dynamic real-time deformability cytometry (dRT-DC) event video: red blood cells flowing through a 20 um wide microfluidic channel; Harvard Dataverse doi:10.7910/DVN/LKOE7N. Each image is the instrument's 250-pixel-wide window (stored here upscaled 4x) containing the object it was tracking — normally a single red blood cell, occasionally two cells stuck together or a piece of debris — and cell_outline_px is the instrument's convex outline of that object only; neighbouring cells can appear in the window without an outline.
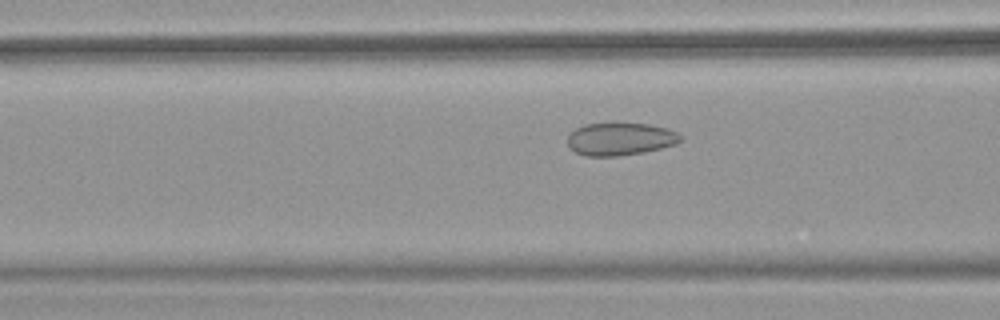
{"species": "common noctule bat (a hibernating species)", "species_latin": "Nyctalus noctula", "temperature_condition": "warm", "stored_images_in_passage": 49, "camera_frame_rate_fps": 3000, "um_per_image_px": 0.085, "animal": {"sex": "female", "body_mass_g": 18.4}, "frame": {"image": 1, "passage_image": 18, "time_ms": 5.667, "image_size_px": [1000, 320], "cell_outline_px": [[680, 140], [676, 144], [644, 152], [616, 156], [584, 156], [568, 148], [568, 136], [576, 128], [584, 124], [612, 120], [616, 120], [648, 124], [668, 128], [676, 132], [680, 136]], "centroid_in_image_um": [52.67, 11.76], "position_along_channel_um": 113.9, "area_um2": 22.25}}
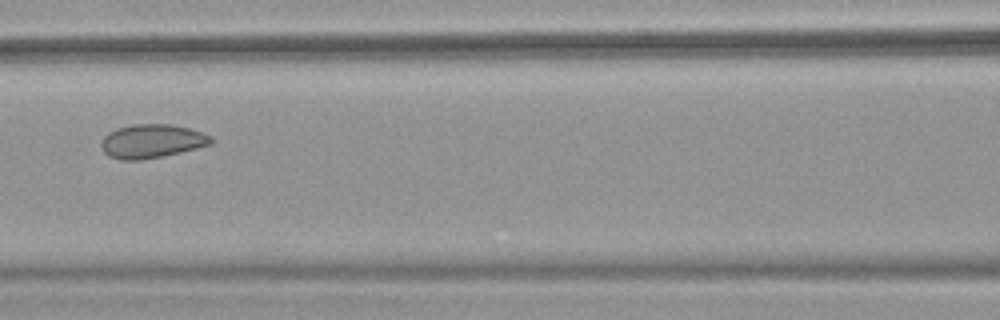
{"frame": {"image": 2, "passage_image": 21, "time_ms": 6.667, "image_size_px": [1000, 320], "cell_outline_px": [[212, 144], [164, 156], [140, 160], [120, 160], [108, 156], [104, 152], [100, 144], [104, 136], [108, 132], [116, 128], [132, 124], [172, 124], [188, 128], [212, 136]], "centroid_in_image_um": [12.87, 12.0], "position_along_channel_um": 153.7, "area_um2": 21.68}}
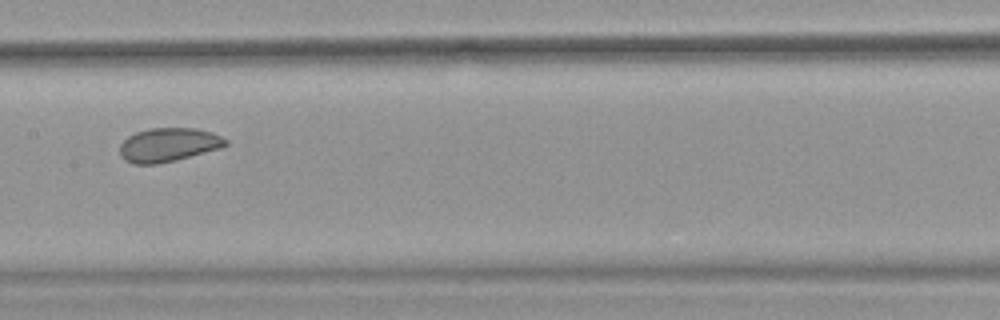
{"frame": {"image": 3, "passage_image": 24, "time_ms": 7.667, "image_size_px": [1000, 320], "cell_outline_px": [[228, 144], [220, 148], [176, 160], [156, 164], [132, 164], [124, 160], [120, 156], [120, 144], [128, 136], [136, 132], [148, 128], [196, 128], [212, 132], [228, 140]], "centroid_in_image_um": [14.29, 12.31], "position_along_channel_um": 193.1, "area_um2": 20.92}, "authors_computed_cell_mechanics": {"area_um2": 23.4668, "velocity_mm_per_s": 3.9668, "shape_relaxation_time_tau1_ms": null, "shape_relaxation_time_tau2_ms": 1.272, "deformation_change_tau1": null, "deformation_change_tau2": 0.0696}}